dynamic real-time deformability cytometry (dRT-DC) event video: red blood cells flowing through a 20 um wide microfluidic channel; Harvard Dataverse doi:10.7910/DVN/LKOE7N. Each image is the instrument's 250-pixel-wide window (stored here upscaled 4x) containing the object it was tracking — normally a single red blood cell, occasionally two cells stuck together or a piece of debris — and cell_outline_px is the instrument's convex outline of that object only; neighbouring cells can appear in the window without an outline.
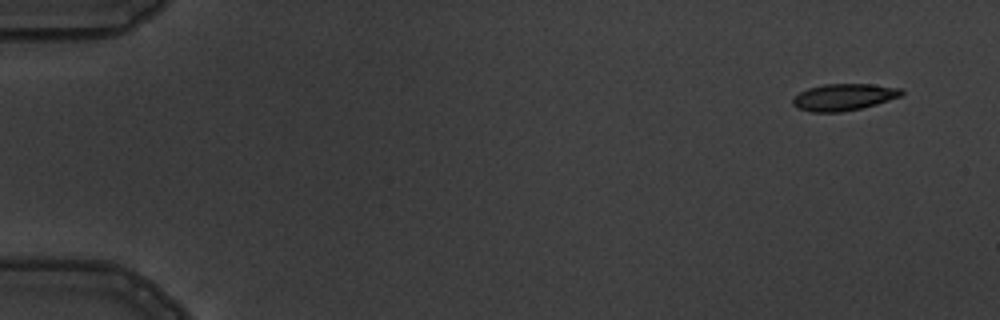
{"species": "common noctule bat (a hibernating species)", "species_latin": "Nyctalus noctula", "temperature_condition": "warm", "stored_images_in_passage": 5, "camera_frame_rate_fps": 3000, "um_per_image_px": 0.085, "animal": {"sex": "male", "body_mass_g": 19.5, "forearm_length_mm": 54.6}, "frame": {"image": 1, "passage_image": 1, "time_ms": 0.0, "image_size_px": [1000, 320], "cell_outline_px": [[904, 92], [900, 96], [876, 104], [860, 108], [840, 112], [812, 112], [796, 108], [792, 104], [792, 100], [800, 92], [808, 88], [824, 84], [872, 84], [900, 88]], "centroid_in_image_um": [71.69, 8.25], "position_along_channel_um": 13.3, "area_um2": 16.82}}